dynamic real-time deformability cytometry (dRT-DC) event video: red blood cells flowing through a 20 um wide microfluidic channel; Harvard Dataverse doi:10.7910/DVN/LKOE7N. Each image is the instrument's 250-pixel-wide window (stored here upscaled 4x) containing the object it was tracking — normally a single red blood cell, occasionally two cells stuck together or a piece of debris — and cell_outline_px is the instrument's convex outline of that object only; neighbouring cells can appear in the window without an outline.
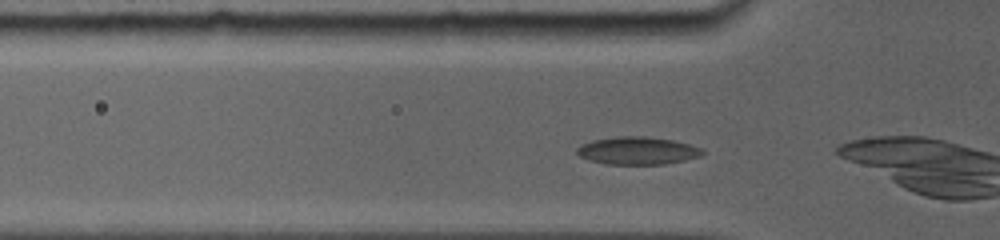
{"species": "common noctule bat (a hibernating species)", "species_latin": "Nyctalus noctula", "temperature_condition": "room temperature", "stored_images_in_passage": 9, "camera_frame_rate_fps": 5000, "um_per_image_px": 0.085, "animal": {"sex": "female", "body_mass_g": 19.0, "forearm_length_mm": 56.7}, "frame": {"image": 1, "passage_image": 3, "time_ms": 0.8, "image_size_px": [1000, 240], "cell_outline_px": [[704, 152], [700, 156], [684, 160], [664, 164], [604, 164], [588, 160], [580, 156], [576, 152], [576, 148], [580, 144], [592, 140], [616, 136], [644, 136], [672, 140], [688, 144], [700, 148]], "centroid_in_image_um": [54.12, 12.8], "position_along_channel_um": 71.7, "area_um2": 20.23}}
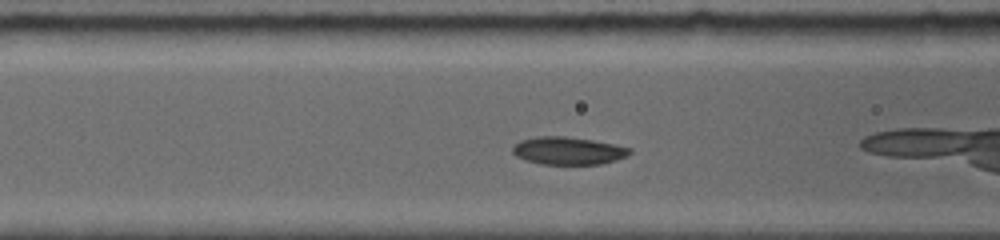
{"frame": {"image": 2, "passage_image": 6, "time_ms": 2.0, "image_size_px": [1000, 240], "cell_outline_px": [[632, 152], [628, 156], [616, 160], [600, 164], [540, 164], [524, 160], [516, 156], [512, 152], [512, 148], [520, 140], [536, 136], [564, 136], [592, 140], [616, 144], [632, 148]], "centroid_in_image_um": [48.31, 12.81], "position_along_channel_um": 118.3, "area_um2": 19.07}}